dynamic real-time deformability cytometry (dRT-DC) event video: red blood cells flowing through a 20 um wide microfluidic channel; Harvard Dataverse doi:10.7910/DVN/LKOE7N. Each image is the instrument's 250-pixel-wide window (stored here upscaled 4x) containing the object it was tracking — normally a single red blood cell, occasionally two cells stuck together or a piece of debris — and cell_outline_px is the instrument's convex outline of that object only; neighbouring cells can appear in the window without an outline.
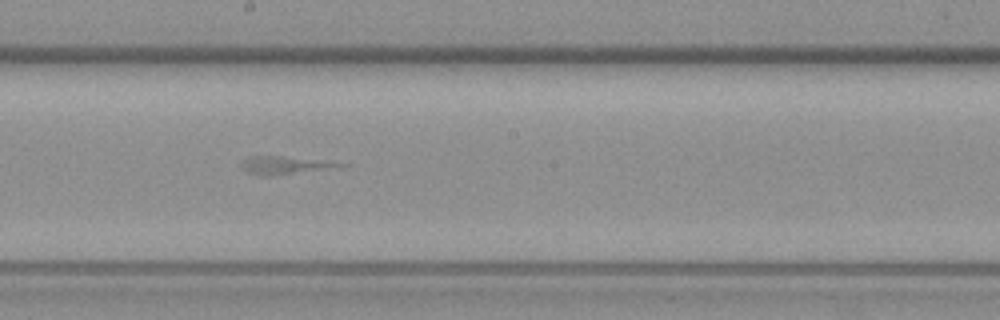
{"species": "common noctule bat (a hibernating species)", "species_latin": "Nyctalus noctula", "temperature_condition": "warm", "stored_images_in_passage": 6, "camera_frame_rate_fps": 3000, "um_per_image_px": 0.085, "animal": {"sex": "female", "body_mass_g": 19.3, "forearm_length_mm": 54.1}, "frame": {"image": 1, "passage_image": 6, "time_ms": 5.667, "image_size_px": [1000, 320], "cell_outline_px": [[352, 164], [344, 168], [272, 176], [264, 176], [248, 172], [244, 168], [244, 160], [252, 156], [280, 156]], "centroid_in_image_um": [24.41, 14.07], "position_along_channel_um": 223.8, "area_um2": 10.35}}